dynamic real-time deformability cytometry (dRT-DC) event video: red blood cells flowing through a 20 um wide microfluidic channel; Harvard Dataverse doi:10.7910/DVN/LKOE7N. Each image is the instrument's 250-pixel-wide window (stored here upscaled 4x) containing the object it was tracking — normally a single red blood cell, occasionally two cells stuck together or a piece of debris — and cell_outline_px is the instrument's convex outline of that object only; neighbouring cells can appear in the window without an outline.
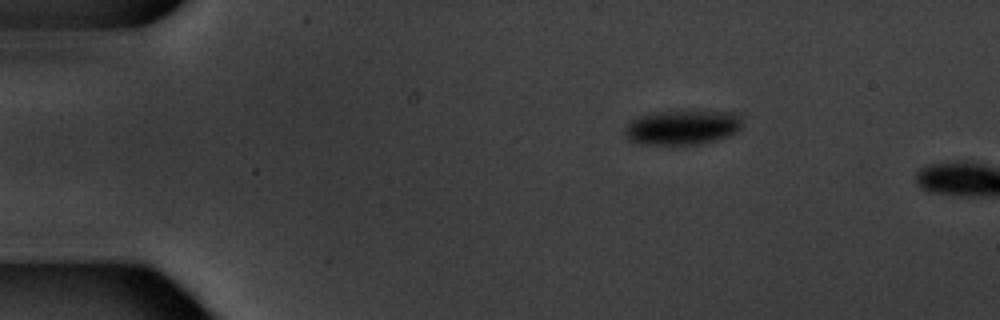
{"species": "common noctule bat (a hibernating species)", "species_latin": "Nyctalus noctula", "temperature_condition": "warm", "stored_images_in_passage": 2, "camera_frame_rate_fps": 3000, "um_per_image_px": 0.085, "animal": {"sex": "male", "body_mass_g": 20.1, "forearm_length_mm": 53.5}, "frame": {"image": 1, "passage_image": 1, "time_ms": 0.0, "image_size_px": [1000, 320], "cell_outline_px": [[740, 128], [732, 136], [700, 144], [636, 144], [628, 140], [624, 132], [628, 124], [644, 116], [664, 112], [736, 112], [740, 116]], "centroid_in_image_um": [58.04, 10.87], "position_along_channel_um": 27.0, "area_um2": 23.12}}